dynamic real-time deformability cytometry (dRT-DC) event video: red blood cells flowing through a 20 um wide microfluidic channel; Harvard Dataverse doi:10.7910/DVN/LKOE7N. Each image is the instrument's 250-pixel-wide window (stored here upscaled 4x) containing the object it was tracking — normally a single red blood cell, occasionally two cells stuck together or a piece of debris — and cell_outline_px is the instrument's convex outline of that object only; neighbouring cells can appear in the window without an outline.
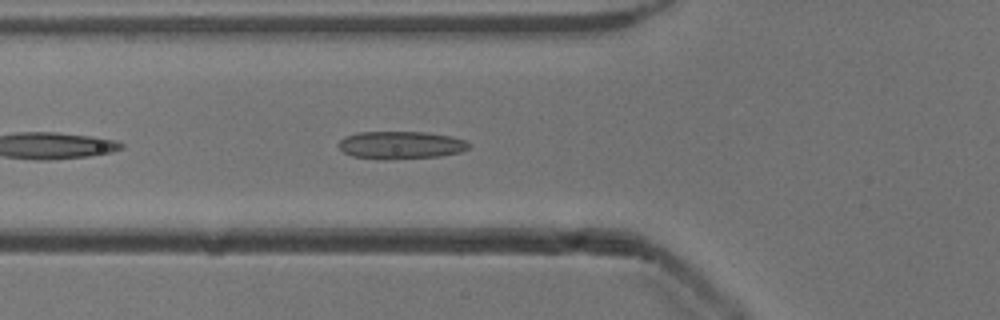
{"species": "common noctule bat (a hibernating species)", "species_latin": "Nyctalus noctula", "temperature_condition": "cold", "stored_images_in_passage": 12, "camera_frame_rate_fps": 3000, "um_per_image_px": 0.085, "animal": {"sex": "male", "body_mass_g": 13.3}, "frame": {"image": 1, "passage_image": 5, "time_ms": 1.333, "image_size_px": [1000, 320], "cell_outline_px": [[472, 144], [468, 148], [460, 152], [440, 156], [384, 160], [380, 160], [352, 156], [344, 152], [336, 144], [344, 136], [356, 132], [424, 132], [452, 136], [468, 140]], "centroid_in_image_um": [34.06, 12.33], "position_along_channel_um": 91.7, "area_um2": 21.39}}
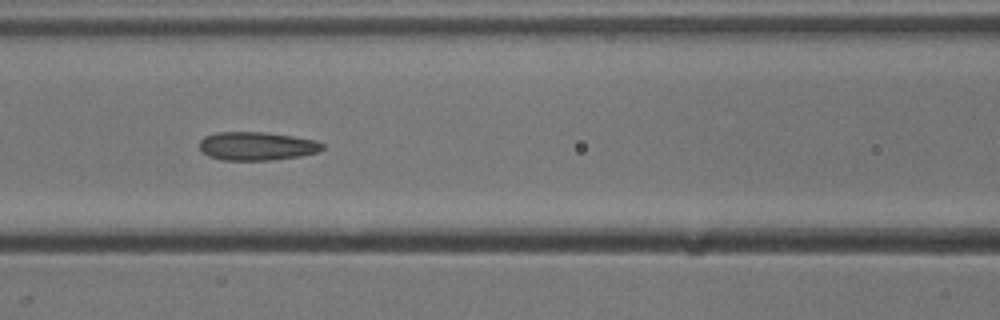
{"frame": {"image": 2, "passage_image": 9, "time_ms": 2.667, "image_size_px": [1000, 320], "cell_outline_px": [[324, 148], [316, 152], [300, 156], [268, 160], [220, 160], [208, 156], [200, 148], [200, 140], [204, 136], [216, 132], [264, 132], [292, 136], [316, 140], [324, 144]], "centroid_in_image_um": [21.81, 12.41], "position_along_channel_um": 144.8, "area_um2": 20.35}}